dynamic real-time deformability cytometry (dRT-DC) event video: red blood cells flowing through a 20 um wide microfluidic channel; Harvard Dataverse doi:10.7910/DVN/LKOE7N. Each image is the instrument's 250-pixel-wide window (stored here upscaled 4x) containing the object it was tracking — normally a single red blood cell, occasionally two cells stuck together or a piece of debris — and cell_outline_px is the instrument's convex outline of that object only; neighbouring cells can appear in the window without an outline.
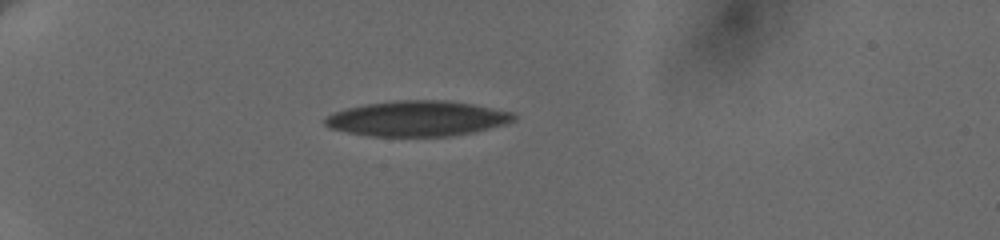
{"species": "human", "species_latin": "Homo sapiens", "temperature_condition": "cold", "stored_images_in_passage": 9, "camera_frame_rate_fps": 3000, "um_per_image_px": 0.085, "donor": {"sex": "female"}, "frame": {"image": 1, "passage_image": 6, "time_ms": 4.333, "image_size_px": [1000, 240], "cell_outline_px": [[516, 120], [504, 124], [472, 132], [452, 136], [368, 136], [328, 128], [324, 124], [324, 120], [328, 116], [336, 112], [348, 108], [368, 104], [400, 100], [444, 100], [472, 104], [516, 112]], "centroid_in_image_um": [35.51, 10.08], "position_along_channel_um": 49.5, "area_um2": 38.67}}
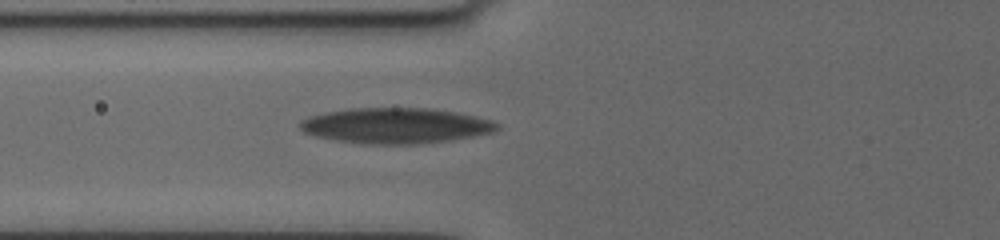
{"frame": {"image": 2, "passage_image": 9, "time_ms": 6.667, "image_size_px": [1000, 240], "cell_outline_px": [[500, 128], [492, 132], [472, 136], [448, 140], [416, 144], [372, 144], [340, 140], [316, 136], [304, 132], [300, 128], [300, 120], [308, 116], [324, 112], [352, 108], [432, 108], [456, 112], [476, 116], [492, 120], [500, 124]], "centroid_in_image_um": [33.64, 10.66], "position_along_channel_um": 92.2, "area_um2": 40.63}}